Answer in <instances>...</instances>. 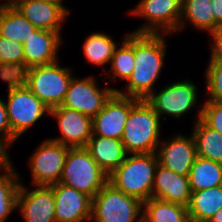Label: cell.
Returning a JSON list of instances; mask_svg holds the SVG:
<instances>
[{
	"mask_svg": "<svg viewBox=\"0 0 222 222\" xmlns=\"http://www.w3.org/2000/svg\"><path fill=\"white\" fill-rule=\"evenodd\" d=\"M165 41L162 34L134 33V70L126 81V92L116 89L118 94L145 100L155 91L166 56Z\"/></svg>",
	"mask_w": 222,
	"mask_h": 222,
	"instance_id": "1",
	"label": "cell"
},
{
	"mask_svg": "<svg viewBox=\"0 0 222 222\" xmlns=\"http://www.w3.org/2000/svg\"><path fill=\"white\" fill-rule=\"evenodd\" d=\"M157 165L156 153L127 154L125 161L108 175V182L144 203L151 198Z\"/></svg>",
	"mask_w": 222,
	"mask_h": 222,
	"instance_id": "2",
	"label": "cell"
},
{
	"mask_svg": "<svg viewBox=\"0 0 222 222\" xmlns=\"http://www.w3.org/2000/svg\"><path fill=\"white\" fill-rule=\"evenodd\" d=\"M7 83L8 121L11 127V145L33 124L40 120L49 108L18 78H0Z\"/></svg>",
	"mask_w": 222,
	"mask_h": 222,
	"instance_id": "3",
	"label": "cell"
},
{
	"mask_svg": "<svg viewBox=\"0 0 222 222\" xmlns=\"http://www.w3.org/2000/svg\"><path fill=\"white\" fill-rule=\"evenodd\" d=\"M160 117L146 100H139L130 110L124 126L122 143L128 154L156 153L161 142Z\"/></svg>",
	"mask_w": 222,
	"mask_h": 222,
	"instance_id": "4",
	"label": "cell"
},
{
	"mask_svg": "<svg viewBox=\"0 0 222 222\" xmlns=\"http://www.w3.org/2000/svg\"><path fill=\"white\" fill-rule=\"evenodd\" d=\"M69 67H61L58 61L49 65L26 69L18 78L49 109L61 106L72 75Z\"/></svg>",
	"mask_w": 222,
	"mask_h": 222,
	"instance_id": "5",
	"label": "cell"
},
{
	"mask_svg": "<svg viewBox=\"0 0 222 222\" xmlns=\"http://www.w3.org/2000/svg\"><path fill=\"white\" fill-rule=\"evenodd\" d=\"M58 183L93 198L108 183V174L99 167L85 147L69 148Z\"/></svg>",
	"mask_w": 222,
	"mask_h": 222,
	"instance_id": "6",
	"label": "cell"
},
{
	"mask_svg": "<svg viewBox=\"0 0 222 222\" xmlns=\"http://www.w3.org/2000/svg\"><path fill=\"white\" fill-rule=\"evenodd\" d=\"M143 203L109 182L92 198L91 221L142 222Z\"/></svg>",
	"mask_w": 222,
	"mask_h": 222,
	"instance_id": "7",
	"label": "cell"
},
{
	"mask_svg": "<svg viewBox=\"0 0 222 222\" xmlns=\"http://www.w3.org/2000/svg\"><path fill=\"white\" fill-rule=\"evenodd\" d=\"M181 4L182 0H140L129 14L145 19L146 23L133 33L174 34L179 27Z\"/></svg>",
	"mask_w": 222,
	"mask_h": 222,
	"instance_id": "8",
	"label": "cell"
},
{
	"mask_svg": "<svg viewBox=\"0 0 222 222\" xmlns=\"http://www.w3.org/2000/svg\"><path fill=\"white\" fill-rule=\"evenodd\" d=\"M198 87L185 79L164 86L160 92H152L145 100L161 118L169 115L173 118H181L197 105Z\"/></svg>",
	"mask_w": 222,
	"mask_h": 222,
	"instance_id": "9",
	"label": "cell"
},
{
	"mask_svg": "<svg viewBox=\"0 0 222 222\" xmlns=\"http://www.w3.org/2000/svg\"><path fill=\"white\" fill-rule=\"evenodd\" d=\"M69 148L46 139L34 150L28 162L33 186H50L59 182Z\"/></svg>",
	"mask_w": 222,
	"mask_h": 222,
	"instance_id": "10",
	"label": "cell"
},
{
	"mask_svg": "<svg viewBox=\"0 0 222 222\" xmlns=\"http://www.w3.org/2000/svg\"><path fill=\"white\" fill-rule=\"evenodd\" d=\"M95 77H72L65 98L58 107H68L87 115L95 117L104 107L105 102L116 91V88H99Z\"/></svg>",
	"mask_w": 222,
	"mask_h": 222,
	"instance_id": "11",
	"label": "cell"
},
{
	"mask_svg": "<svg viewBox=\"0 0 222 222\" xmlns=\"http://www.w3.org/2000/svg\"><path fill=\"white\" fill-rule=\"evenodd\" d=\"M138 101L115 91L92 118V135L121 140L129 112Z\"/></svg>",
	"mask_w": 222,
	"mask_h": 222,
	"instance_id": "12",
	"label": "cell"
},
{
	"mask_svg": "<svg viewBox=\"0 0 222 222\" xmlns=\"http://www.w3.org/2000/svg\"><path fill=\"white\" fill-rule=\"evenodd\" d=\"M37 29L59 32L70 11L56 0H8Z\"/></svg>",
	"mask_w": 222,
	"mask_h": 222,
	"instance_id": "13",
	"label": "cell"
},
{
	"mask_svg": "<svg viewBox=\"0 0 222 222\" xmlns=\"http://www.w3.org/2000/svg\"><path fill=\"white\" fill-rule=\"evenodd\" d=\"M17 209L25 222H56L55 198L52 186L35 185L29 190L20 184Z\"/></svg>",
	"mask_w": 222,
	"mask_h": 222,
	"instance_id": "14",
	"label": "cell"
},
{
	"mask_svg": "<svg viewBox=\"0 0 222 222\" xmlns=\"http://www.w3.org/2000/svg\"><path fill=\"white\" fill-rule=\"evenodd\" d=\"M158 163L179 175L188 176L197 157L195 140L191 136L176 134L159 143Z\"/></svg>",
	"mask_w": 222,
	"mask_h": 222,
	"instance_id": "15",
	"label": "cell"
},
{
	"mask_svg": "<svg viewBox=\"0 0 222 222\" xmlns=\"http://www.w3.org/2000/svg\"><path fill=\"white\" fill-rule=\"evenodd\" d=\"M58 123L60 137L50 138L70 148L86 147L92 136V118L75 109L55 107L49 110Z\"/></svg>",
	"mask_w": 222,
	"mask_h": 222,
	"instance_id": "16",
	"label": "cell"
},
{
	"mask_svg": "<svg viewBox=\"0 0 222 222\" xmlns=\"http://www.w3.org/2000/svg\"><path fill=\"white\" fill-rule=\"evenodd\" d=\"M56 222H87L92 215V197L64 184L51 185Z\"/></svg>",
	"mask_w": 222,
	"mask_h": 222,
	"instance_id": "17",
	"label": "cell"
},
{
	"mask_svg": "<svg viewBox=\"0 0 222 222\" xmlns=\"http://www.w3.org/2000/svg\"><path fill=\"white\" fill-rule=\"evenodd\" d=\"M59 32L35 29L22 44L24 53V71L28 68L49 65L58 61V50L62 39Z\"/></svg>",
	"mask_w": 222,
	"mask_h": 222,
	"instance_id": "18",
	"label": "cell"
},
{
	"mask_svg": "<svg viewBox=\"0 0 222 222\" xmlns=\"http://www.w3.org/2000/svg\"><path fill=\"white\" fill-rule=\"evenodd\" d=\"M192 194L188 176L179 175L158 163L151 197L188 206Z\"/></svg>",
	"mask_w": 222,
	"mask_h": 222,
	"instance_id": "19",
	"label": "cell"
},
{
	"mask_svg": "<svg viewBox=\"0 0 222 222\" xmlns=\"http://www.w3.org/2000/svg\"><path fill=\"white\" fill-rule=\"evenodd\" d=\"M85 148L108 175L125 161L128 154L121 140L98 135H92Z\"/></svg>",
	"mask_w": 222,
	"mask_h": 222,
	"instance_id": "20",
	"label": "cell"
},
{
	"mask_svg": "<svg viewBox=\"0 0 222 222\" xmlns=\"http://www.w3.org/2000/svg\"><path fill=\"white\" fill-rule=\"evenodd\" d=\"M197 110V118L192 130L196 154L222 164V134L211 129L201 120L202 108L197 107Z\"/></svg>",
	"mask_w": 222,
	"mask_h": 222,
	"instance_id": "21",
	"label": "cell"
},
{
	"mask_svg": "<svg viewBox=\"0 0 222 222\" xmlns=\"http://www.w3.org/2000/svg\"><path fill=\"white\" fill-rule=\"evenodd\" d=\"M222 208V185L192 192L187 206L190 222H208Z\"/></svg>",
	"mask_w": 222,
	"mask_h": 222,
	"instance_id": "22",
	"label": "cell"
},
{
	"mask_svg": "<svg viewBox=\"0 0 222 222\" xmlns=\"http://www.w3.org/2000/svg\"><path fill=\"white\" fill-rule=\"evenodd\" d=\"M187 21L200 31H214L215 20L211 0H182L178 32L185 28Z\"/></svg>",
	"mask_w": 222,
	"mask_h": 222,
	"instance_id": "23",
	"label": "cell"
},
{
	"mask_svg": "<svg viewBox=\"0 0 222 222\" xmlns=\"http://www.w3.org/2000/svg\"><path fill=\"white\" fill-rule=\"evenodd\" d=\"M36 27L32 25L9 1L0 6V36L24 43Z\"/></svg>",
	"mask_w": 222,
	"mask_h": 222,
	"instance_id": "24",
	"label": "cell"
},
{
	"mask_svg": "<svg viewBox=\"0 0 222 222\" xmlns=\"http://www.w3.org/2000/svg\"><path fill=\"white\" fill-rule=\"evenodd\" d=\"M142 222H190L184 205L150 198L143 203Z\"/></svg>",
	"mask_w": 222,
	"mask_h": 222,
	"instance_id": "25",
	"label": "cell"
},
{
	"mask_svg": "<svg viewBox=\"0 0 222 222\" xmlns=\"http://www.w3.org/2000/svg\"><path fill=\"white\" fill-rule=\"evenodd\" d=\"M191 191L222 185V164L197 156L189 175Z\"/></svg>",
	"mask_w": 222,
	"mask_h": 222,
	"instance_id": "26",
	"label": "cell"
},
{
	"mask_svg": "<svg viewBox=\"0 0 222 222\" xmlns=\"http://www.w3.org/2000/svg\"><path fill=\"white\" fill-rule=\"evenodd\" d=\"M23 72L22 43L0 36V78H16Z\"/></svg>",
	"mask_w": 222,
	"mask_h": 222,
	"instance_id": "27",
	"label": "cell"
},
{
	"mask_svg": "<svg viewBox=\"0 0 222 222\" xmlns=\"http://www.w3.org/2000/svg\"><path fill=\"white\" fill-rule=\"evenodd\" d=\"M120 47H115L112 59L110 61V71L108 78L113 76L112 80H125L131 76L134 70V33L131 32L123 37Z\"/></svg>",
	"mask_w": 222,
	"mask_h": 222,
	"instance_id": "28",
	"label": "cell"
},
{
	"mask_svg": "<svg viewBox=\"0 0 222 222\" xmlns=\"http://www.w3.org/2000/svg\"><path fill=\"white\" fill-rule=\"evenodd\" d=\"M116 46L112 36L94 32L85 39L83 53L87 62L102 66L110 63Z\"/></svg>",
	"mask_w": 222,
	"mask_h": 222,
	"instance_id": "29",
	"label": "cell"
},
{
	"mask_svg": "<svg viewBox=\"0 0 222 222\" xmlns=\"http://www.w3.org/2000/svg\"><path fill=\"white\" fill-rule=\"evenodd\" d=\"M0 174V222H4L17 209V196L21 180L14 166Z\"/></svg>",
	"mask_w": 222,
	"mask_h": 222,
	"instance_id": "30",
	"label": "cell"
},
{
	"mask_svg": "<svg viewBox=\"0 0 222 222\" xmlns=\"http://www.w3.org/2000/svg\"><path fill=\"white\" fill-rule=\"evenodd\" d=\"M205 69L206 101L222 103V61H209Z\"/></svg>",
	"mask_w": 222,
	"mask_h": 222,
	"instance_id": "31",
	"label": "cell"
},
{
	"mask_svg": "<svg viewBox=\"0 0 222 222\" xmlns=\"http://www.w3.org/2000/svg\"><path fill=\"white\" fill-rule=\"evenodd\" d=\"M201 120L211 129L222 134V103H203Z\"/></svg>",
	"mask_w": 222,
	"mask_h": 222,
	"instance_id": "32",
	"label": "cell"
},
{
	"mask_svg": "<svg viewBox=\"0 0 222 222\" xmlns=\"http://www.w3.org/2000/svg\"><path fill=\"white\" fill-rule=\"evenodd\" d=\"M0 140L11 147V127L8 121L5 101L0 98Z\"/></svg>",
	"mask_w": 222,
	"mask_h": 222,
	"instance_id": "33",
	"label": "cell"
},
{
	"mask_svg": "<svg viewBox=\"0 0 222 222\" xmlns=\"http://www.w3.org/2000/svg\"><path fill=\"white\" fill-rule=\"evenodd\" d=\"M212 45L210 46L211 55L209 61H222V25L210 32Z\"/></svg>",
	"mask_w": 222,
	"mask_h": 222,
	"instance_id": "34",
	"label": "cell"
},
{
	"mask_svg": "<svg viewBox=\"0 0 222 222\" xmlns=\"http://www.w3.org/2000/svg\"><path fill=\"white\" fill-rule=\"evenodd\" d=\"M10 146L0 140V172L7 170L11 165V158L8 154V148Z\"/></svg>",
	"mask_w": 222,
	"mask_h": 222,
	"instance_id": "35",
	"label": "cell"
},
{
	"mask_svg": "<svg viewBox=\"0 0 222 222\" xmlns=\"http://www.w3.org/2000/svg\"><path fill=\"white\" fill-rule=\"evenodd\" d=\"M213 15L215 20V29L222 25V0H211Z\"/></svg>",
	"mask_w": 222,
	"mask_h": 222,
	"instance_id": "36",
	"label": "cell"
},
{
	"mask_svg": "<svg viewBox=\"0 0 222 222\" xmlns=\"http://www.w3.org/2000/svg\"><path fill=\"white\" fill-rule=\"evenodd\" d=\"M208 222H222V208L218 210Z\"/></svg>",
	"mask_w": 222,
	"mask_h": 222,
	"instance_id": "37",
	"label": "cell"
},
{
	"mask_svg": "<svg viewBox=\"0 0 222 222\" xmlns=\"http://www.w3.org/2000/svg\"><path fill=\"white\" fill-rule=\"evenodd\" d=\"M6 2L5 1H3V3H0V6H2V5H4Z\"/></svg>",
	"mask_w": 222,
	"mask_h": 222,
	"instance_id": "38",
	"label": "cell"
}]
</instances>
